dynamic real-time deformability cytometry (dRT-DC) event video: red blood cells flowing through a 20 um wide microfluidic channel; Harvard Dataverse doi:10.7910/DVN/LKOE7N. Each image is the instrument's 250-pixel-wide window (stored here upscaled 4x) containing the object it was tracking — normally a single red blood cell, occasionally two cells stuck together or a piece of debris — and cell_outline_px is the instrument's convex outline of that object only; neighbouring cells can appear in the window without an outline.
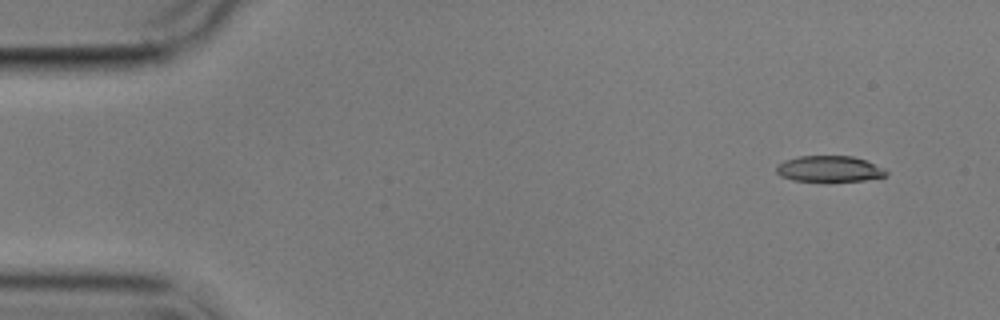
{"species": "common noctule bat (a hibernating species)", "species_latin": "Nyctalus noctula", "temperature_condition": "cold", "stored_images_in_passage": 2, "camera_frame_rate_fps": 3000, "um_per_image_px": 0.085, "animal": {"sex": "male", "body_mass_g": 17.9}, "frame": {"image": 1, "passage_image": 2, "time_ms": 2.0, "image_size_px": [1000, 320], "cell_outline_px": [[888, 176], [864, 180], [792, 180], [780, 176], [776, 172], [776, 164], [784, 160], [800, 156], [852, 156], [864, 160], [884, 168], [888, 172]], "centroid_in_image_um": [70.47, 14.34], "position_along_channel_um": 14.5, "area_um2": 16.42}}